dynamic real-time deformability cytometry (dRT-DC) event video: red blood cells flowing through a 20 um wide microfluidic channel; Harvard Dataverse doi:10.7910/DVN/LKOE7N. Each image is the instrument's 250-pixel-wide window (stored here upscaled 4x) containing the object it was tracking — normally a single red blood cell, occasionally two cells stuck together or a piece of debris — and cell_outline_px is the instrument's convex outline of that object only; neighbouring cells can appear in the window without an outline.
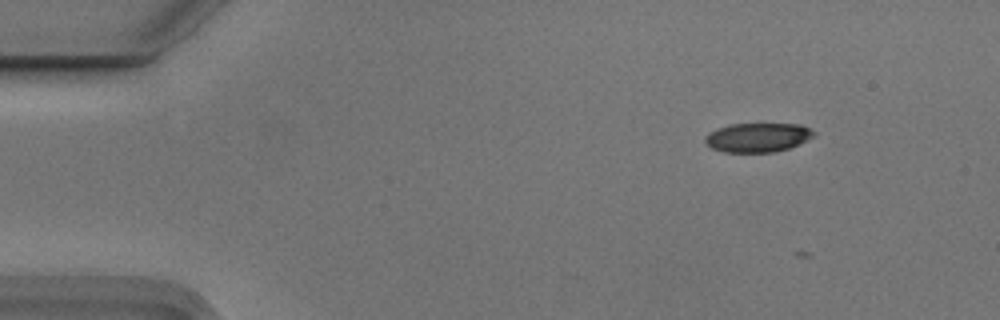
{"species": "Egyptian fruit bat (a non-hibernating species)", "species_latin": "Rousettus aegyptiacus", "temperature_condition": "cold", "stored_images_in_passage": 7, "camera_frame_rate_fps": 3000, "um_per_image_px": 0.085, "animal": {"sex": "male"}, "frame": {"image": 1, "passage_image": 4, "time_ms": 1.0, "image_size_px": [1000, 320], "cell_outline_px": [[816, 132], [808, 140], [788, 148], [776, 152], [724, 152], [712, 148], [704, 140], [704, 136], [708, 132], [716, 128], [728, 124], [800, 124]], "centroid_in_image_um": [64.37, 11.68], "position_along_channel_um": 20.6, "area_um2": 18.5}}